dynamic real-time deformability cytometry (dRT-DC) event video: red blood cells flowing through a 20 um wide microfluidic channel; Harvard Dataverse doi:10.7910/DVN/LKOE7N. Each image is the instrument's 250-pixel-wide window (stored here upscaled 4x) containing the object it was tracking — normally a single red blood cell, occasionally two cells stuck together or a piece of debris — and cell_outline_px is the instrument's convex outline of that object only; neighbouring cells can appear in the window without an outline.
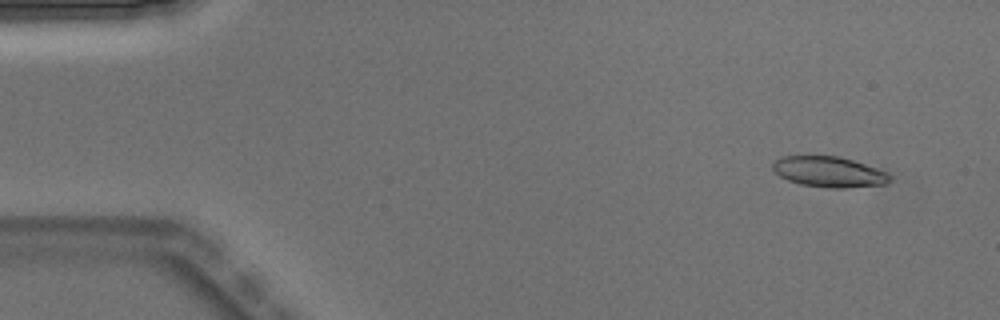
{"species": "Egyptian fruit bat (a non-hibernating species)", "species_latin": "Rousettus aegyptiacus", "temperature_condition": "warm", "stored_images_in_passage": 4, "camera_frame_rate_fps": 3000, "um_per_image_px": 0.085, "animal": {"sex": "male"}, "frame": {"image": 1, "passage_image": 1, "time_ms": 0.0, "image_size_px": [1000, 320], "cell_outline_px": [[892, 180], [888, 184], [844, 188], [828, 188], [800, 184], [788, 180], [780, 176], [772, 168], [772, 164], [780, 156], [840, 156], [888, 172], [892, 176]], "centroid_in_image_um": [70.5, 14.61], "position_along_channel_um": 14.5, "area_um2": 20.98}}